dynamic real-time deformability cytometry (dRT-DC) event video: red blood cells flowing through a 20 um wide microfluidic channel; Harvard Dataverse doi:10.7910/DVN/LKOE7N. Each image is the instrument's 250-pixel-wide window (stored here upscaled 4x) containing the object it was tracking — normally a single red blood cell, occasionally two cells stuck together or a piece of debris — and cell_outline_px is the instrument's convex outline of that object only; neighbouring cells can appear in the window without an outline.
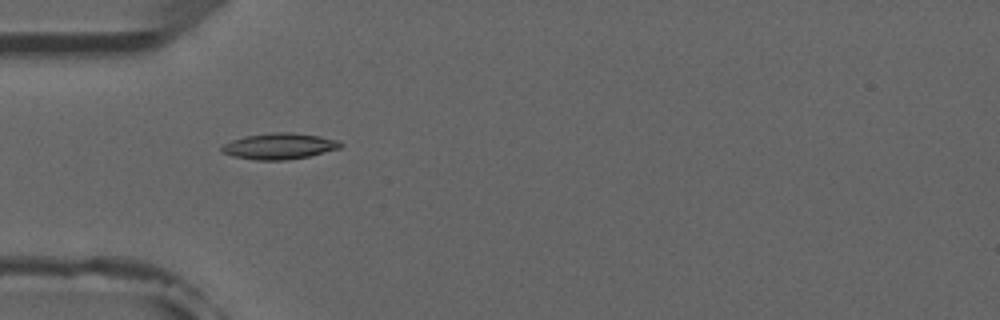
{"species": "common noctule bat (a hibernating species)", "species_latin": "Nyctalus noctula", "temperature_condition": "room temperature", "stored_images_in_passage": 9, "camera_frame_rate_fps": 3000, "um_per_image_px": 0.085, "animal": {"sex": "male", "forearm_length_mm": 52.5}, "frame": {"image": 1, "passage_image": 4, "time_ms": 4.333, "image_size_px": [1000, 320], "cell_outline_px": [[344, 144], [340, 148], [308, 156], [284, 160], [256, 160], [232, 156], [224, 152], [220, 148], [224, 144], [232, 140], [244, 136], [272, 132], [292, 132], [320, 136], [340, 140]], "centroid_in_image_um": [23.77, 12.41], "position_along_channel_um": 61.2, "area_um2": 18.03}}
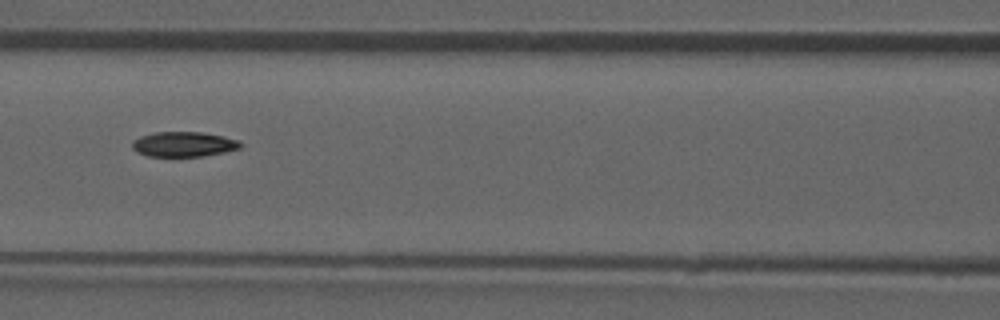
{"frame": {"image": 2, "passage_image": 6, "time_ms": 6.667, "image_size_px": [1000, 320], "cell_outline_px": [[244, 144], [240, 148], [224, 152], [204, 156], [148, 156], [136, 152], [132, 148], [132, 140], [140, 136], [152, 132], [200, 132], [224, 136], [240, 140]], "centroid_in_image_um": [15.62, 12.25], "position_along_channel_um": 151.0, "area_um2": 15.95}}